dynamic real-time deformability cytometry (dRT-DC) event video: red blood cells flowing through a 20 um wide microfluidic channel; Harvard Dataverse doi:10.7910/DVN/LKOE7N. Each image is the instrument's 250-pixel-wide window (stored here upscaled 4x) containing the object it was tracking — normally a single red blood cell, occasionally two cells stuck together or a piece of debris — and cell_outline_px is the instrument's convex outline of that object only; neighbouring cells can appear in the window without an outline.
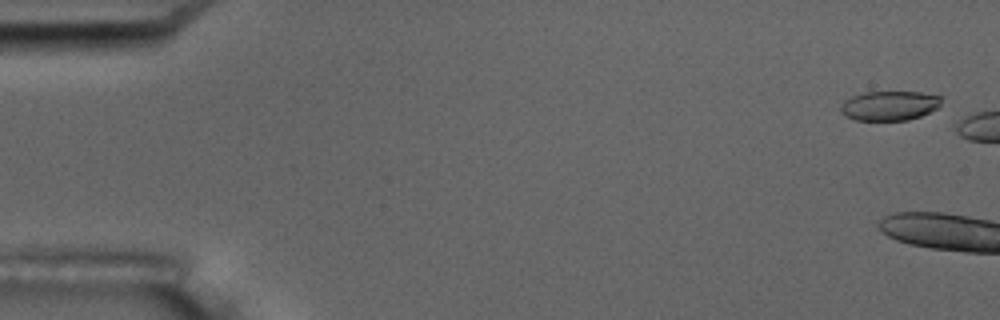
{"species": "common noctule bat (a hibernating species)", "species_latin": "Nyctalus noctula", "temperature_condition": "room temperature", "stored_images_in_passage": 19, "camera_frame_rate_fps": 3000, "um_per_image_px": 0.085, "animal": {"sex": "male", "body_mass_g": 17.5, "forearm_length_mm": 52.3}, "frame": {"image": 1, "passage_image": 1, "time_ms": 0.0, "image_size_px": [1000, 320], "cell_outline_px": [[944, 96], [940, 104], [936, 108], [920, 116], [908, 120], [856, 120], [844, 116], [840, 112], [840, 108], [844, 100], [852, 96], [864, 92], [920, 92]], "centroid_in_image_um": [75.59, 8.97], "position_along_channel_um": 9.4, "area_um2": 17.4}, "authors_computed_cell_mechanics": {"area_um2": 21.097, "velocity_mm_per_s": 3.4568, "shape_relaxation_time_tau1_ms": 3.6854, "shape_relaxation_time_tau2_ms": 2.0979, "deformation_change_tau1": 0.0836, "deformation_change_tau2": 0.0727}}